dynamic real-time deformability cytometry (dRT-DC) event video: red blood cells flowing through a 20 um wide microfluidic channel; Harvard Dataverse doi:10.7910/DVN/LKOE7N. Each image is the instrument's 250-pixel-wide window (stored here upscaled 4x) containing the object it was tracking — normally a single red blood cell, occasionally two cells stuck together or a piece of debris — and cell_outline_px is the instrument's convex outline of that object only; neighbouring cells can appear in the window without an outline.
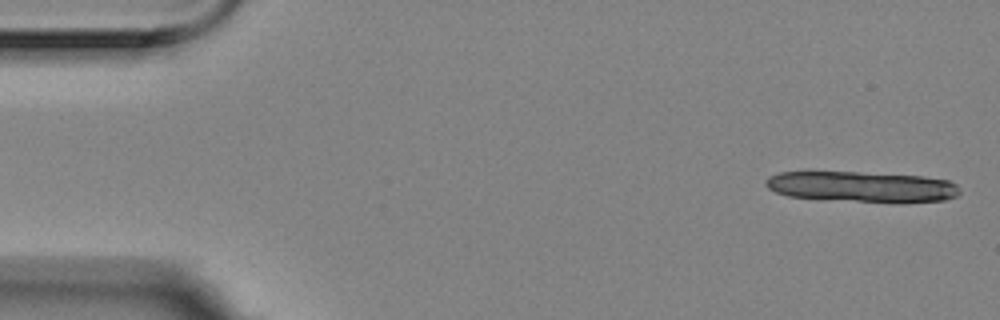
{"species": "Egyptian fruit bat (a non-hibernating species)", "species_latin": "Rousettus aegyptiacus", "temperature_condition": "room temperature", "stored_images_in_passage": 4, "camera_frame_rate_fps": 3000, "um_per_image_px": 0.085, "animal": {"sex": "female"}, "frame": {"image": 1, "passage_image": 4, "time_ms": 1.0, "image_size_px": [1000, 320], "cell_outline_px": [[960, 192], [956, 196], [944, 200], [856, 200], [788, 196], [776, 192], [768, 188], [764, 184], [764, 180], [768, 176], [780, 172], [856, 172], [924, 176], [948, 180], [956, 184], [960, 188]], "centroid_in_image_um": [73.21, 15.82], "position_along_channel_um": 11.8, "area_um2": 33.47}}